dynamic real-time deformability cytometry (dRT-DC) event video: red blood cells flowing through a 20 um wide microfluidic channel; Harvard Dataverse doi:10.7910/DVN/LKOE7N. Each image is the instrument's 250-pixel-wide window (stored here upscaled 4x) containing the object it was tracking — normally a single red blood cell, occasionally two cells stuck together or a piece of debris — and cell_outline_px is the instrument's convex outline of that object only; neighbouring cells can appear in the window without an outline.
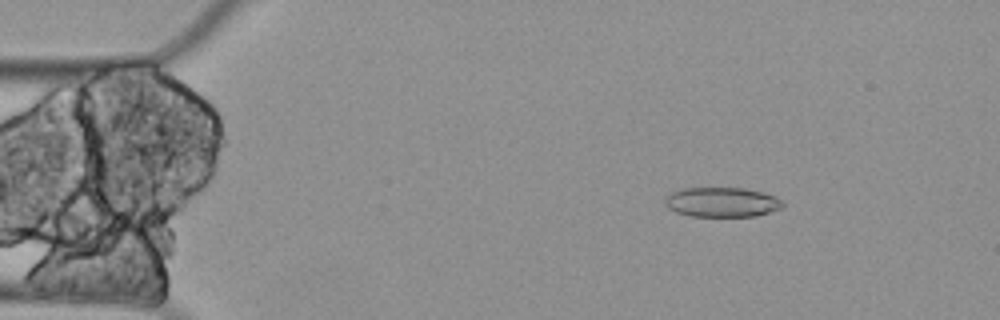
{"species": "Egyptian fruit bat (a non-hibernating species)", "species_latin": "Rousettus aegyptiacus", "temperature_condition": "cold", "stored_images_in_passage": 59, "camera_frame_rate_fps": 3000, "um_per_image_px": 0.085, "animal": {"sex": "female"}, "frame": {"image": 1, "passage_image": 9, "time_ms": 2.667, "image_size_px": [1000, 320], "cell_outline_px": [[784, 204], [780, 208], [756, 216], [688, 216], [676, 212], [668, 208], [664, 204], [664, 196], [672, 192], [684, 188], [744, 188], [776, 196]], "centroid_in_image_um": [61.3, 17.18], "position_along_channel_um": 23.7, "area_um2": 20.35}}
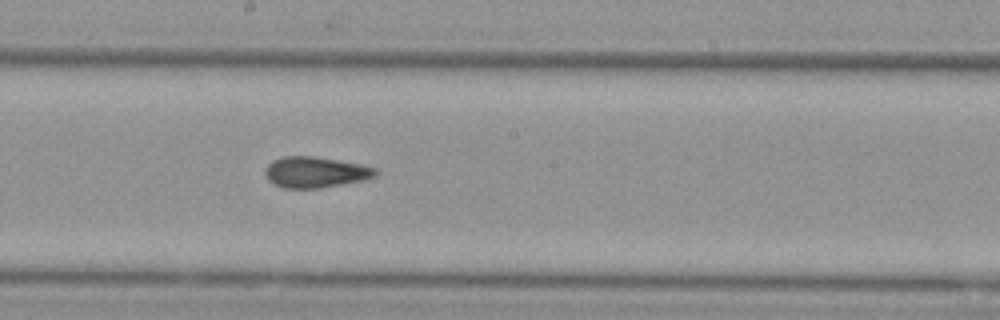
{"frame": {"image": 2, "passage_image": 32, "time_ms": 10.333, "image_size_px": [1000, 320], "cell_outline_px": [[380, 172], [376, 176], [368, 180], [320, 188], [284, 188], [268, 180], [264, 172], [264, 168], [272, 160], [284, 156], [316, 156], [364, 164], [376, 168]], "centroid_in_image_um": [26.87, 14.63], "position_along_channel_um": 221.3, "area_um2": 20.35}}
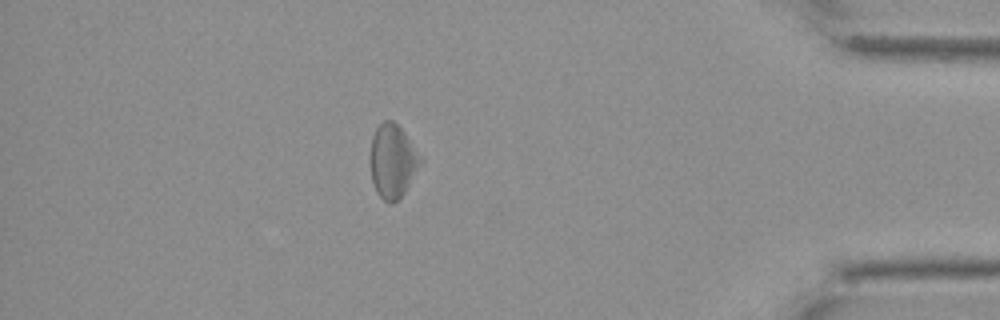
{"frame": {"image": 3, "passage_image": 52, "time_ms": 17.0, "image_size_px": [1000, 320], "cell_outline_px": [[424, 160], [404, 192], [392, 204], [384, 200], [376, 192], [372, 180], [372, 136], [376, 128], [384, 120], [392, 120], [404, 132]], "centroid_in_image_um": [33.4, 13.69], "position_along_channel_um": 401.8, "area_um2": 21.04}, "authors_computed_cell_mechanics": {"area_um2": 21.2704, "velocity_mm_per_s": 3.3095, "shape_relaxation_time_tau1_ms": null, "shape_relaxation_time_tau2_ms": 4.0166, "deformation_change_tau1": null, "deformation_change_tau2": 0.1455}}